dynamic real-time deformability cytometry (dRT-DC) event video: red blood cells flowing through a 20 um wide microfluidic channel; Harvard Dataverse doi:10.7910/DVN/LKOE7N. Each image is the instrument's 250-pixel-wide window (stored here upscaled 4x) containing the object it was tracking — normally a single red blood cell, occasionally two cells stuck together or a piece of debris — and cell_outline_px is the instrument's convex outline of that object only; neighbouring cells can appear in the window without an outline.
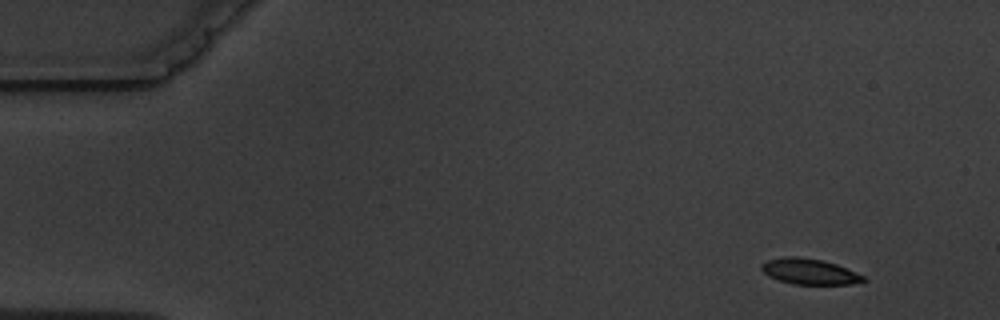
{"species": "common noctule bat (a hibernating species)", "species_latin": "Nyctalus noctula", "temperature_condition": "warm", "stored_images_in_passage": 5, "camera_frame_rate_fps": 3000, "um_per_image_px": 0.085, "animal": {"sex": "male", "body_mass_g": 19.5, "forearm_length_mm": 54.6}, "frame": {"image": 1, "passage_image": 1, "time_ms": 0.0, "image_size_px": [1000, 320], "cell_outline_px": [[868, 280], [852, 284], [792, 284], [768, 276], [760, 268], [760, 264], [768, 260], [784, 256], [796, 256], [820, 260], [836, 264], [856, 272], [864, 276]], "centroid_in_image_um": [68.79, 23.08], "position_along_channel_um": 16.2, "area_um2": 15.2}}
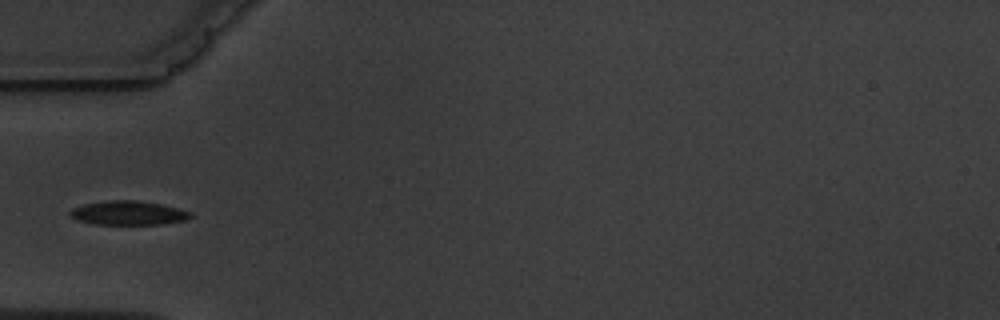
{"frame": {"image": 2, "passage_image": 5, "time_ms": 4.667, "image_size_px": [1000, 320], "cell_outline_px": [[192, 216], [184, 220], [164, 224], [96, 224], [76, 220], [68, 212], [72, 208], [84, 204], [108, 200], [136, 200], [160, 204], [180, 208], [192, 212]], "centroid_in_image_um": [10.91, 18.1], "position_along_channel_um": 74.1, "area_um2": 16.88}}